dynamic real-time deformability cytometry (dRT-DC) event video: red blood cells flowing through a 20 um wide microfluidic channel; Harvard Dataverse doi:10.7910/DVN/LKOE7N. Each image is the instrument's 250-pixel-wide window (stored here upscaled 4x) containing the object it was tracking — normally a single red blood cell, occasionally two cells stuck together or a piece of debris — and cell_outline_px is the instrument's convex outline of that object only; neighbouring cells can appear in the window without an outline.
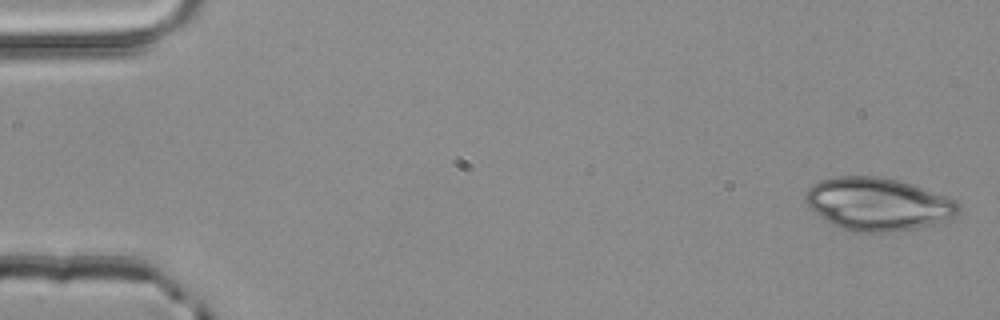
{"species": "common noctule bat (a hibernating species)", "species_latin": "Nyctalus noctula", "temperature_condition": "room temperature", "stored_images_in_passage": 4, "camera_frame_rate_fps": 3000, "um_per_image_px": 0.085, "animal": {"sex": "male", "body_mass_g": 20.4}, "frame": {"image": 1, "passage_image": 1, "time_ms": 0.0, "image_size_px": [1000, 320], "cell_outline_px": [[960, 212], [956, 216], [948, 220], [936, 224], [892, 232], [852, 232], [840, 228], [832, 224], [808, 208], [804, 200], [804, 196], [808, 188], [812, 184], [820, 180], [836, 176], [880, 176], [900, 180], [912, 184], [956, 200], [960, 204]], "centroid_in_image_um": [74.61, 17.35], "position_along_channel_um": 10.4, "area_um2": 47.57}}